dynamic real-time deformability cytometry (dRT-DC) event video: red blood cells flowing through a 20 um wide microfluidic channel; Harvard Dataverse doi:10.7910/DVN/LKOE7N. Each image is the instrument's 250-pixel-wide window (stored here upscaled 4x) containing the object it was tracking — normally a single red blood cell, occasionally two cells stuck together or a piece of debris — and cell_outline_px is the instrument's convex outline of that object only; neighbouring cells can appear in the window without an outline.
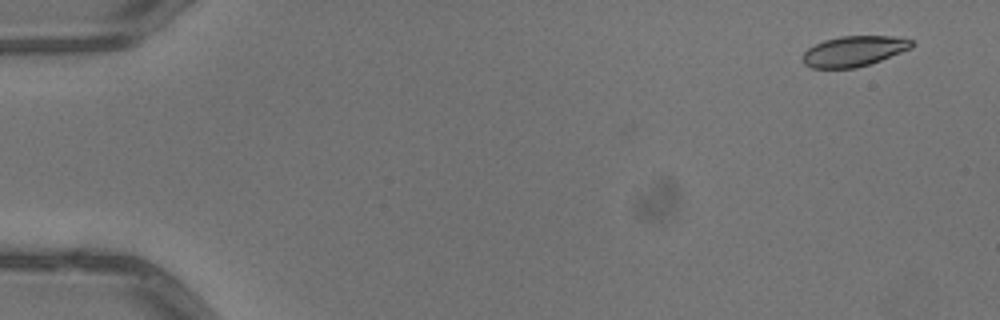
{"species": "common noctule bat (a hibernating species)", "species_latin": "Nyctalus noctula", "temperature_condition": "warm", "stored_images_in_passage": 6, "camera_frame_rate_fps": 3000, "um_per_image_px": 0.085, "animal": {"sex": "male", "body_mass_g": 13.3}, "frame": {"image": 1, "passage_image": 1, "time_ms": 0.0, "image_size_px": [1000, 320], "cell_outline_px": [[912, 48], [880, 60], [856, 68], [812, 68], [804, 64], [800, 56], [808, 48], [824, 40], [840, 36], [892, 36], [912, 40]], "centroid_in_image_um": [72.53, 4.35], "position_along_channel_um": 12.5, "area_um2": 19.25}}
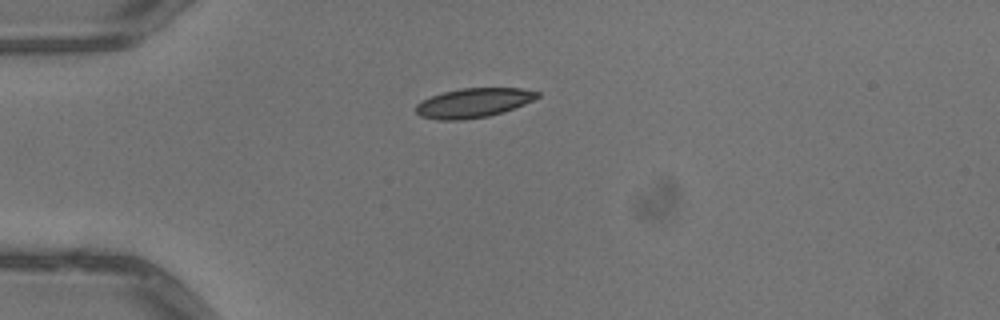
{"frame": {"image": 2, "passage_image": 4, "time_ms": 1.0, "image_size_px": [1000, 320], "cell_outline_px": [[540, 96], [524, 104], [504, 112], [488, 116], [464, 120], [436, 120], [420, 116], [416, 112], [416, 104], [420, 100], [444, 92], [460, 88], [520, 88], [540, 92]], "centroid_in_image_um": [40.22, 8.75], "position_along_channel_um": 44.8, "area_um2": 20.87}}
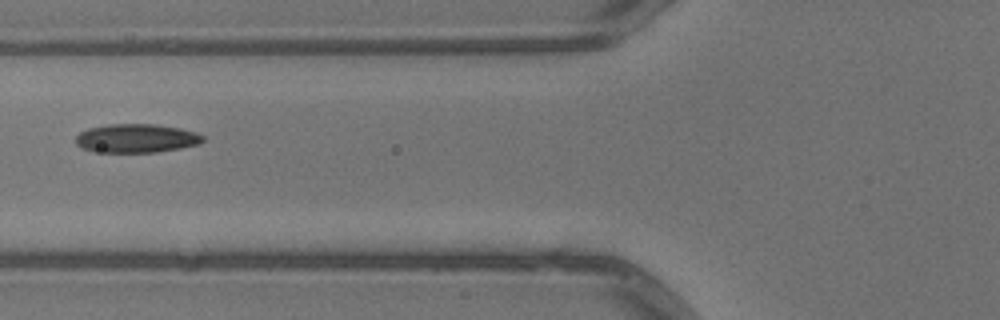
{"frame": {"image": 3, "passage_image": 6, "time_ms": 1.667, "image_size_px": [1000, 320], "cell_outline_px": [[204, 140], [200, 144], [180, 148], [156, 152], [92, 152], [80, 148], [76, 144], [76, 136], [80, 132], [88, 128], [108, 124], [156, 124], [180, 128], [196, 132], [204, 136]], "centroid_in_image_um": [11.58, 11.76], "position_along_channel_um": 114.2, "area_um2": 21.5}}